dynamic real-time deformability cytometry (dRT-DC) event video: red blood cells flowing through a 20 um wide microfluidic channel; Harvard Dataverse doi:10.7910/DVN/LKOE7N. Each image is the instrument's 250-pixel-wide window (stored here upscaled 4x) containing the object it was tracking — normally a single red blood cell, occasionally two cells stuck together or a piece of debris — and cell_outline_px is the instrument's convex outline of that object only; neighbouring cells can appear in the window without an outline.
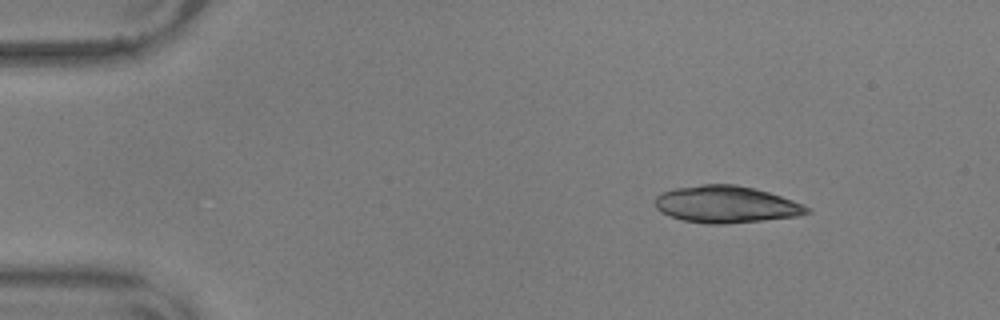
{"species": "common noctule bat (a hibernating species)", "species_latin": "Nyctalus noctula", "temperature_condition": "warm", "stored_images_in_passage": 48, "camera_frame_rate_fps": 3000, "um_per_image_px": 0.085, "animal": {"sex": "male", "body_mass_g": 17.9, "forearm_length_mm": 54.2}, "frame": {"image": 1, "passage_image": 1, "time_ms": 0.0, "image_size_px": [1000, 320], "cell_outline_px": [[812, 212], [796, 216], [764, 220], [724, 224], [708, 224], [684, 220], [660, 212], [656, 208], [656, 196], [660, 192], [676, 188], [700, 184], [736, 184], [768, 192], [804, 204], [812, 208]], "centroid_in_image_um": [61.73, 17.37], "position_along_channel_um": 23.3, "area_um2": 32.66}}